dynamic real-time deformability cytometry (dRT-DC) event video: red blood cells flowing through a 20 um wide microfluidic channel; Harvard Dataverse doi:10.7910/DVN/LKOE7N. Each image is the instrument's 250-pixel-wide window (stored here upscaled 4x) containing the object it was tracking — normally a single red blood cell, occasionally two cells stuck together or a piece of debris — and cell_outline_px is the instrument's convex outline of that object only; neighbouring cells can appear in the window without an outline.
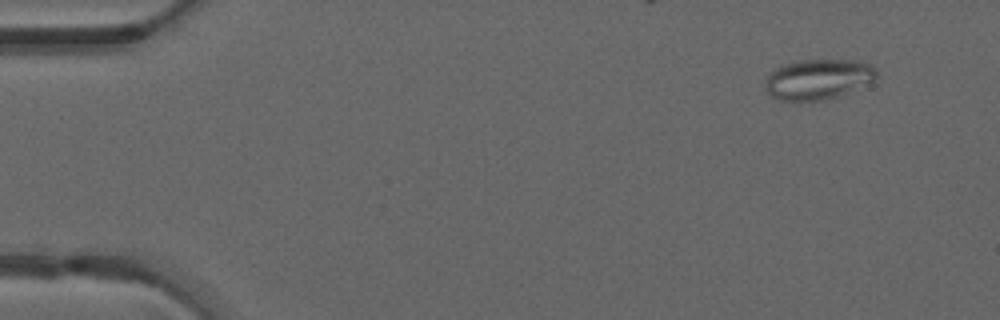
{"species": "common noctule bat (a hibernating species)", "species_latin": "Nyctalus noctula", "temperature_condition": "warm", "stored_images_in_passage": 13, "camera_frame_rate_fps": 3000, "um_per_image_px": 0.085, "animal": {"sex": "male", "forearm_length_mm": 52.5}, "frame": {"image": 1, "passage_image": 3, "time_ms": 0.667, "image_size_px": [1000, 320], "cell_outline_px": [[876, 80], [836, 96], [824, 100], [780, 100], [772, 96], [764, 88], [768, 76], [780, 64], [792, 60], [852, 60], [868, 64], [876, 72]], "centroid_in_image_um": [69.48, 6.72], "position_along_channel_um": 15.5, "area_um2": 25.78}}